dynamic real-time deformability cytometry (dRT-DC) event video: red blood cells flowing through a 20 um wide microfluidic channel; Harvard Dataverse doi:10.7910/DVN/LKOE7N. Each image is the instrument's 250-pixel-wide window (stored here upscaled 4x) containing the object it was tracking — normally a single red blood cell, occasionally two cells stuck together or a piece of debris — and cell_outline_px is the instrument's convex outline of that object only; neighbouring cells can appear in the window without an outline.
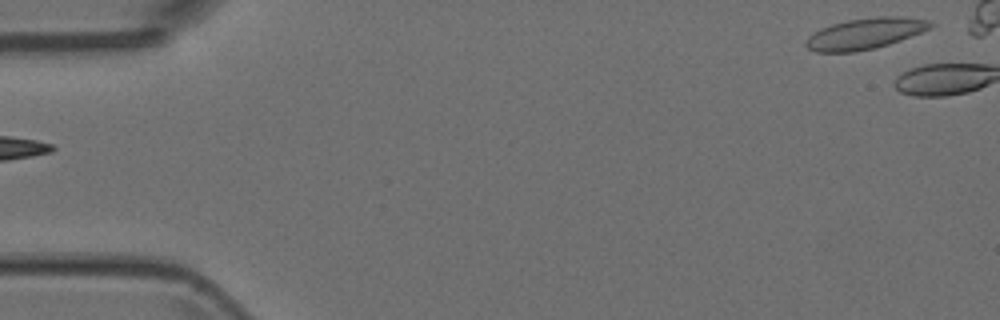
{"species": "Egyptian fruit bat (a non-hibernating species)", "species_latin": "Rousettus aegyptiacus", "temperature_condition": "room temperature", "stored_images_in_passage": 3, "segment_of_instrument_passage": [2, 2], "camera_frame_rate_fps": 3000, "um_per_image_px": 0.085, "animal": {"sex": "female"}, "frame": {"image": 1, "passage_image": 3, "time_ms": 0.667, "image_size_px": [1000, 320], "cell_outline_px": [[936, 24], [932, 28], [900, 40], [888, 44], [856, 52], [816, 52], [808, 48], [804, 44], [804, 40], [808, 36], [820, 28], [832, 24], [848, 20], [880, 16], [904, 16], [928, 20]], "centroid_in_image_um": [73.53, 2.85], "position_along_channel_um": 11.5, "area_um2": 22.6}}